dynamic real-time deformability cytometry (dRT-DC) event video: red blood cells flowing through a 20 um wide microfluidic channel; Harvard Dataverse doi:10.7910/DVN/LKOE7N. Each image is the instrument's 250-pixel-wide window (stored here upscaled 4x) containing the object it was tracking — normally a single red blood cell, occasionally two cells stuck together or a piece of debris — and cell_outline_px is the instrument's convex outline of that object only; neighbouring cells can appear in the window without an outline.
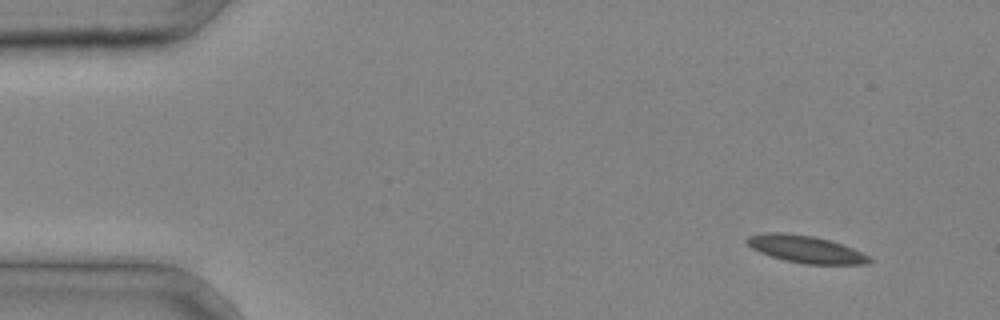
{"species": "common noctule bat (a hibernating species)", "species_latin": "Nyctalus noctula", "temperature_condition": "cold", "stored_images_in_passage": 3, "camera_frame_rate_fps": 3000, "um_per_image_px": 0.085, "animal": {"sex": "male", "body_mass_g": 20.4}, "frame": {"image": 1, "passage_image": 1, "time_ms": 0.0, "image_size_px": [1000, 320], "cell_outline_px": [[872, 260], [868, 264], [804, 264], [784, 260], [760, 252], [752, 248], [744, 240], [748, 236], [768, 232], [780, 232], [816, 236], [852, 248], [868, 256]], "centroid_in_image_um": [68.46, 21.18], "position_along_channel_um": 16.5, "area_um2": 19.25}}
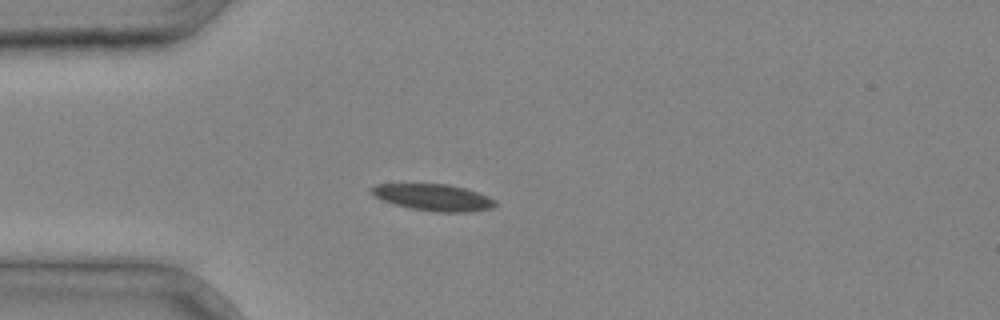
{"frame": {"image": 2, "passage_image": 3, "time_ms": 0.667, "image_size_px": [1000, 320], "cell_outline_px": [[496, 204], [492, 208], [468, 212], [436, 212], [412, 208], [396, 204], [372, 196], [368, 192], [368, 188], [376, 184], [448, 184], [464, 188], [488, 196], [496, 200]], "centroid_in_image_um": [36.8, 16.77], "position_along_channel_um": 48.2, "area_um2": 19.19}}